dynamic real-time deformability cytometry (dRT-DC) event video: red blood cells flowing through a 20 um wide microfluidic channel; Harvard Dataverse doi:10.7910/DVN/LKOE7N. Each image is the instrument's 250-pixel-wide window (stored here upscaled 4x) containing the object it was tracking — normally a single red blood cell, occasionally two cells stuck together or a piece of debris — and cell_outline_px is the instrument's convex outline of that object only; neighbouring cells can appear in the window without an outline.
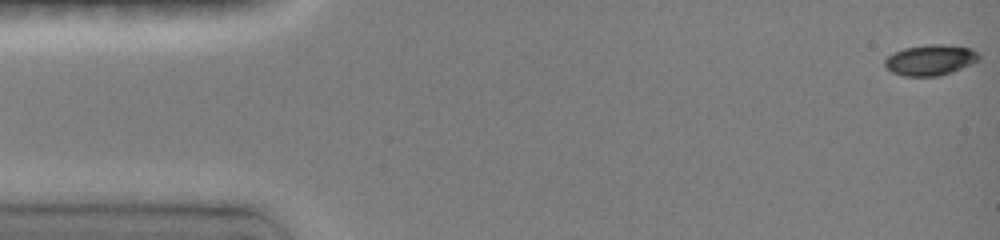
{"species": "common noctule bat (a hibernating species)", "species_latin": "Nyctalus noctula", "temperature_condition": "room temperature", "stored_images_in_passage": 10, "camera_frame_rate_fps": 3000, "um_per_image_px": 0.085, "animal": {"sex": "female", "body_mass_g": 19.0, "forearm_length_mm": 51.5}, "frame": {"image": 1, "passage_image": 1, "time_ms": 0.0, "image_size_px": [1000, 240], "cell_outline_px": [[980, 60], [952, 72], [936, 76], [904, 76], [892, 72], [884, 64], [884, 60], [892, 52], [904, 48], [932, 44], [940, 44], [972, 48], [980, 52]], "centroid_in_image_um": [79.1, 5.09], "position_along_channel_um": 5.9, "area_um2": 16.88}}
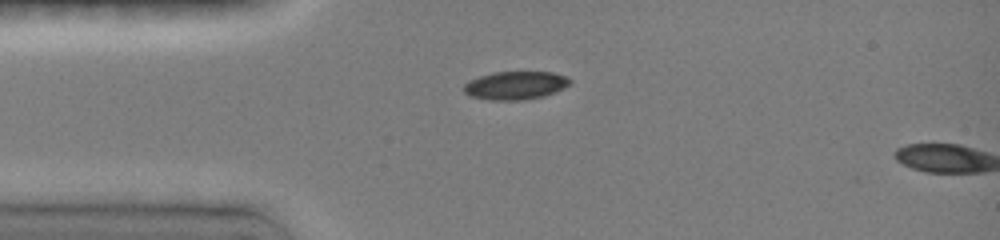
{"frame": {"image": 2, "passage_image": 9, "time_ms": 3.667, "image_size_px": [1000, 240], "cell_outline_px": [[572, 80], [564, 88], [556, 92], [544, 96], [524, 100], [488, 100], [472, 96], [464, 92], [464, 84], [480, 76], [496, 72], [552, 72], [564, 76]], "centroid_in_image_um": [43.83, 7.27], "position_along_channel_um": 41.2, "area_um2": 17.28}}